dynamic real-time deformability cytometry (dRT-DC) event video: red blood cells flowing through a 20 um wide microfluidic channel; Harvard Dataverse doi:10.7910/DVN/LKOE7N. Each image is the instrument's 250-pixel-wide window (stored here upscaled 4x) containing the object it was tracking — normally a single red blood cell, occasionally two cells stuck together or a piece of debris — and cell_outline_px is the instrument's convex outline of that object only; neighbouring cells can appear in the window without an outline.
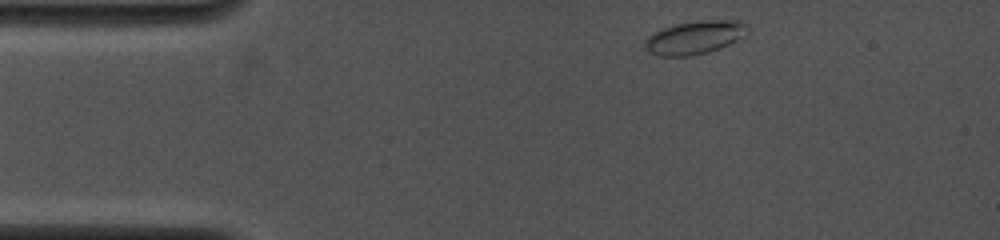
{"species": "common noctule bat (a hibernating species)", "species_latin": "Nyctalus noctula", "temperature_condition": "cold", "stored_images_in_passage": 29, "camera_frame_rate_fps": 4000, "um_per_image_px": 0.085, "animal": {"sex": "female", "body_mass_g": 19.0, "forearm_length_mm": 53.3}, "frame": {"image": 1, "passage_image": 1, "time_ms": 0.0, "image_size_px": [1000, 240], "cell_outline_px": [[748, 32], [744, 40], [708, 52], [692, 56], [660, 56], [648, 52], [644, 48], [644, 40], [648, 36], [664, 28], [676, 24], [700, 20], [740, 20], [748, 24]], "centroid_in_image_um": [59.13, 3.19], "position_along_channel_um": 25.9, "area_um2": 20.4}}
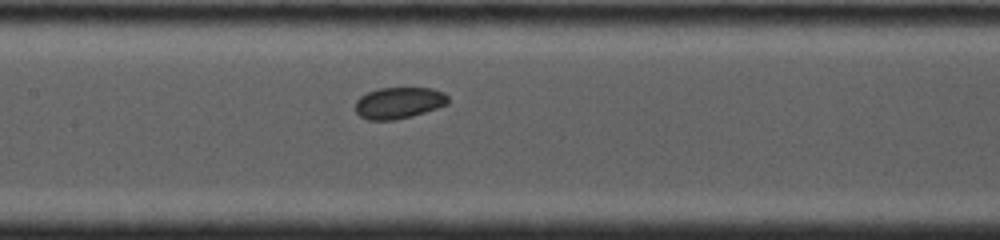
{"frame": {"image": 2, "passage_image": 13, "time_ms": 5.0, "image_size_px": [1000, 240], "cell_outline_px": [[448, 104], [412, 116], [396, 120], [368, 120], [360, 116], [356, 112], [356, 100], [360, 96], [368, 92], [380, 88], [432, 88], [444, 92], [448, 96]], "centroid_in_image_um": [33.9, 8.74], "position_along_channel_um": 173.5, "area_um2": 16.99}}
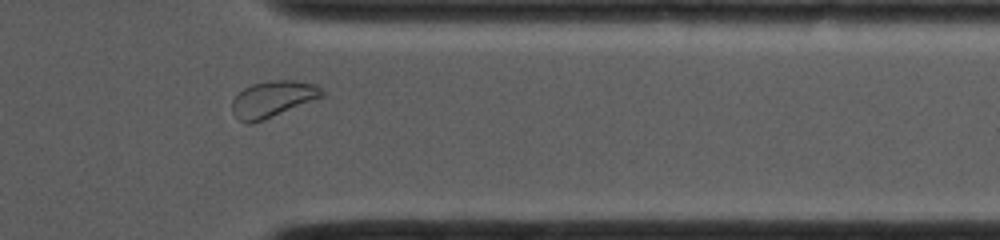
{"frame": {"image": 3, "passage_image": 25, "time_ms": 10.25, "image_size_px": [1000, 240], "cell_outline_px": [[324, 96], [252, 124], [248, 124], [240, 120], [232, 112], [232, 100], [244, 88], [252, 84], [268, 80], [296, 80], [316, 84], [324, 92]], "centroid_in_image_um": [23.18, 8.4], "position_along_channel_um": 388.2, "area_um2": 18.84}, "authors_computed_cell_mechanics": {"area_um2": 17.9758, "velocity_mm_per_s": 4.0765, "shape_relaxation_time_tau1_ms": 2.7574, "shape_relaxation_time_tau2_ms": null, "deformation_change_tau1": 0.054, "deformation_change_tau2": null}}